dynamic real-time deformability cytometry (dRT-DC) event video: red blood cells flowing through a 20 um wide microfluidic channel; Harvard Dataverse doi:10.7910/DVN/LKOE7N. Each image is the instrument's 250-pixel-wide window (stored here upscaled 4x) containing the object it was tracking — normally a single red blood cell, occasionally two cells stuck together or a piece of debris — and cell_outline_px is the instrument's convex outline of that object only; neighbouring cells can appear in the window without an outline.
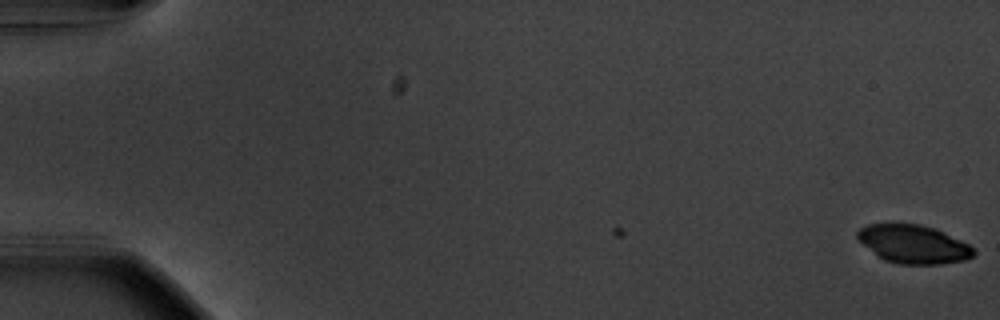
{"species": "common noctule bat (a hibernating species)", "species_latin": "Nyctalus noctula", "temperature_condition": "warm", "stored_images_in_passage": 3, "camera_frame_rate_fps": 3000, "um_per_image_px": 0.085, "animal": {"sex": "male", "body_mass_g": 20.1, "forearm_length_mm": 53.5}, "frame": {"image": 1, "passage_image": 3, "time_ms": 0.667, "image_size_px": [1000, 320], "cell_outline_px": [[976, 252], [972, 256], [964, 260], [940, 264], [900, 264], [884, 260], [864, 244], [856, 236], [856, 232], [860, 228], [868, 224], [920, 224], [936, 228], [968, 244]], "centroid_in_image_um": [77.65, 20.75], "position_along_channel_um": 7.3, "area_um2": 25.66}}